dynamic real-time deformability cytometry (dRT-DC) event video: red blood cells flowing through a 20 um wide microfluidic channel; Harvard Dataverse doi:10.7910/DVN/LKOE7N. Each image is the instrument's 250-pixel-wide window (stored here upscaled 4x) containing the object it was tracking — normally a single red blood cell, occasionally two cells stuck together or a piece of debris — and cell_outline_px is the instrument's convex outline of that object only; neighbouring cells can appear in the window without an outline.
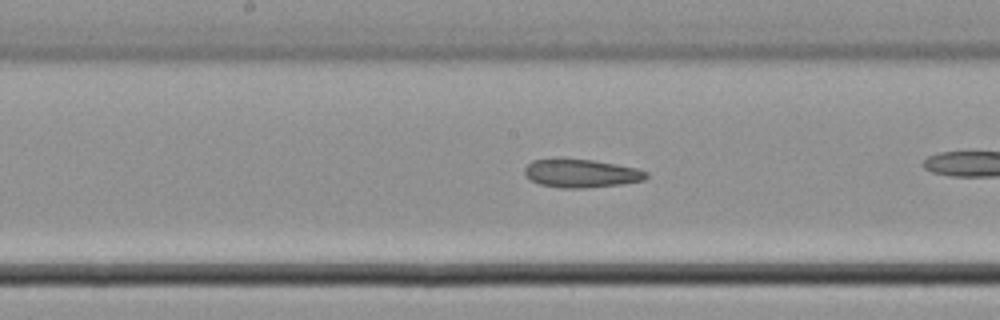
{"species": "common noctule bat (a hibernating species)", "species_latin": "Nyctalus noctula", "temperature_condition": "cold", "stored_images_in_passage": 17, "camera_frame_rate_fps": 3000, "um_per_image_px": 0.085, "animal": {"sex": "male", "body_mass_g": 21.5, "forearm_length_mm": 52.0}, "frame": {"image": 1, "passage_image": 10, "time_ms": 3.0, "image_size_px": [1000, 320], "cell_outline_px": [[648, 176], [644, 180], [620, 184], [584, 188], [560, 188], [540, 184], [524, 176], [524, 168], [532, 160], [560, 156], [592, 160], [616, 164], [636, 168], [648, 172]], "centroid_in_image_um": [49.33, 14.7], "position_along_channel_um": 198.9, "area_um2": 20.58}}